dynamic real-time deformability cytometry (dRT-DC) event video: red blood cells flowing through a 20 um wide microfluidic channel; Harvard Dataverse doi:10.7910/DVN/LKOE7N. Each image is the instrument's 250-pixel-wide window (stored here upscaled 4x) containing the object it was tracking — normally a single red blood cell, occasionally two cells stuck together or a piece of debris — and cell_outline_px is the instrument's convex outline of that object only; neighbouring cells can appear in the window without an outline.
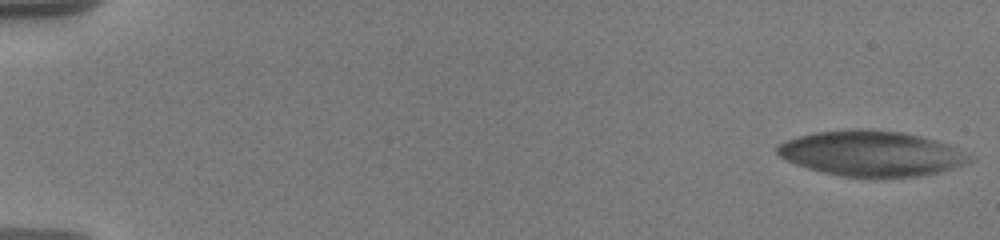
{"species": "human", "species_latin": "Homo sapiens", "temperature_condition": "warm", "stored_images_in_passage": 42, "camera_frame_rate_fps": 3000, "um_per_image_px": 0.085, "donor": {"sex": "male"}, "frame": {"image": 1, "passage_image": 1, "time_ms": 0.0, "image_size_px": [1000, 240], "cell_outline_px": [[968, 160], [952, 168], [920, 176], [840, 176], [808, 168], [796, 164], [780, 156], [776, 152], [776, 148], [780, 144], [796, 136], [816, 132], [856, 128], [900, 132], [920, 136], [936, 140], [968, 156]], "centroid_in_image_um": [73.95, 13.03], "position_along_channel_um": 11.0, "area_um2": 49.36}}
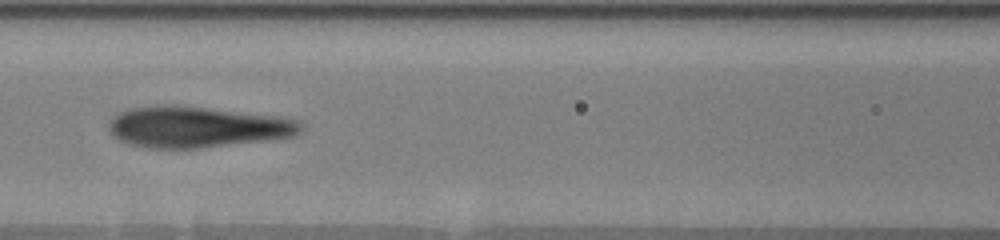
{"frame": {"image": 2, "passage_image": 26, "time_ms": 8.667, "image_size_px": [1000, 240], "cell_outline_px": [[304, 132], [296, 136], [264, 140], [196, 148], [148, 148], [128, 144], [112, 136], [108, 128], [108, 124], [112, 116], [116, 112], [128, 108], [160, 104], [176, 104], [284, 116], [300, 120], [304, 124]], "centroid_in_image_um": [16.76, 10.76], "position_along_channel_um": 149.8, "area_um2": 46.99}}
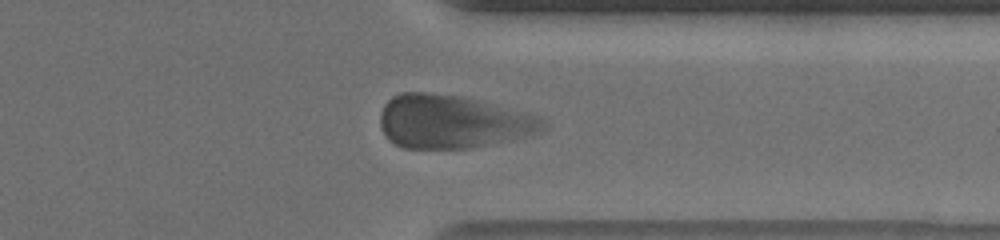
{"frame": {"image": 3, "passage_image": 36, "time_ms": 15.0, "image_size_px": [1000, 240], "cell_outline_px": [[544, 124], [540, 132], [528, 136], [472, 148], [404, 148], [388, 140], [380, 124], [380, 112], [384, 104], [392, 96], [400, 92], [424, 92], [464, 96], [536, 116]], "centroid_in_image_um": [38.38, 10.34], "position_along_channel_um": 373.0, "area_um2": 50.23}, "authors_computed_cell_mechanics": {"area_um2": 48.1474, "velocity_mm_per_s": 3.53, "shape_relaxation_time_tau1_ms": 5.1632, "shape_relaxation_time_tau2_ms": 0.9253, "deformation_change_tau1": 0.1569, "deformation_change_tau2": 0.0977}}